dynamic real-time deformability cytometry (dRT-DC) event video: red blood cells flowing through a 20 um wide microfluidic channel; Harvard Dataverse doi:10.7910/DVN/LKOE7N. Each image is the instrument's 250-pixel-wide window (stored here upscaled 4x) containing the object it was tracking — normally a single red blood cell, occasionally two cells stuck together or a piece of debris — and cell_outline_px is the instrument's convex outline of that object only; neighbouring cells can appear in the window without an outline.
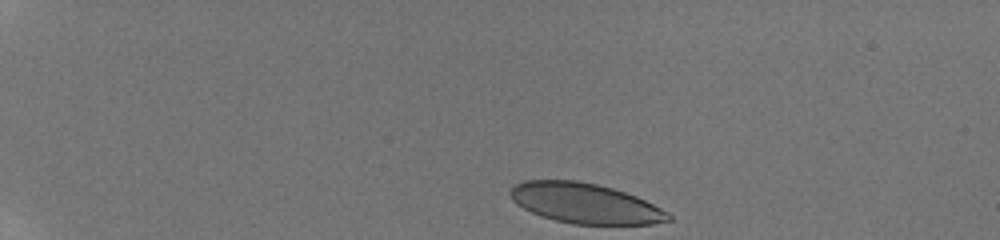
{"species": "human", "species_latin": "Homo sapiens", "temperature_condition": "room temperature", "stored_images_in_passage": 39, "camera_frame_rate_fps": 3000, "um_per_image_px": 0.085, "donor": {"sex": "male"}, "frame": {"image": 1, "passage_image": 1, "time_ms": 0.0, "image_size_px": [1000, 240], "cell_outline_px": [[672, 220], [652, 224], [572, 224], [540, 216], [516, 204], [512, 200], [508, 192], [512, 184], [524, 180], [576, 180], [596, 184], [612, 188], [636, 196], [668, 212], [672, 216]], "centroid_in_image_um": [49.69, 17.27], "position_along_channel_um": 35.3, "area_um2": 37.05}}
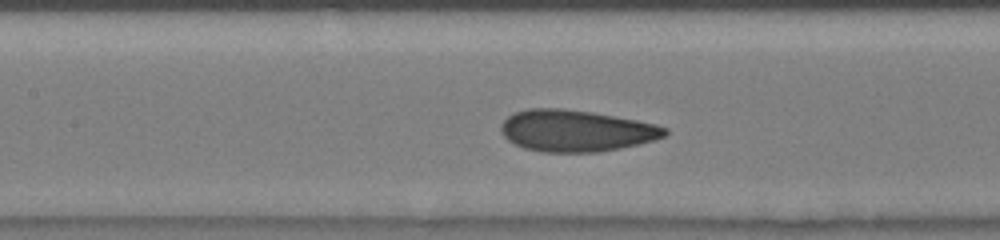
{"frame": {"image": 2, "passage_image": 18, "time_ms": 5.667, "image_size_px": [1000, 240], "cell_outline_px": [[668, 136], [656, 140], [620, 148], [596, 152], [544, 152], [524, 148], [508, 140], [500, 132], [500, 124], [508, 116], [516, 112], [528, 108], [564, 108], [592, 112], [636, 120], [656, 124], [668, 128]], "centroid_in_image_um": [48.98, 11.11], "position_along_channel_um": 158.4, "area_um2": 39.88}}
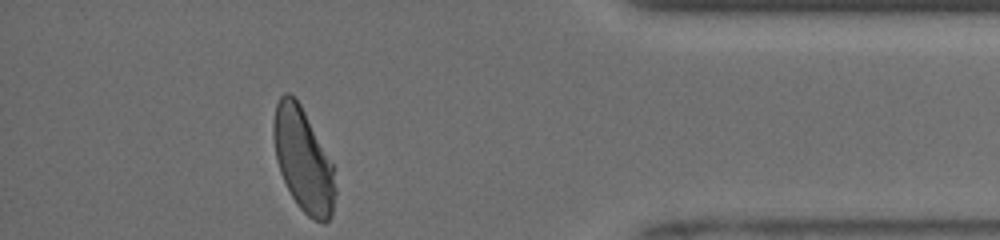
{"frame": {"image": 3, "passage_image": 39, "time_ms": 12.667, "image_size_px": [1000, 240], "cell_outline_px": [[336, 192], [332, 212], [328, 220], [324, 224], [308, 216], [296, 204], [280, 172], [276, 160], [272, 136], [272, 124], [276, 104], [280, 96], [284, 92], [288, 92], [300, 104], [332, 164], [336, 188]], "centroid_in_image_um": [25.74, 13.6], "position_along_channel_um": 409.5, "area_um2": 36.82}, "authors_computed_cell_mechanics": {"area_um2": 38.9572, "velocity_mm_per_s": 3.9505, "shape_relaxation_time_tau1_ms": 3.5232, "shape_relaxation_time_tau2_ms": 0.6859, "deformation_change_tau1": 0.1462, "deformation_change_tau2": 0.0747}}